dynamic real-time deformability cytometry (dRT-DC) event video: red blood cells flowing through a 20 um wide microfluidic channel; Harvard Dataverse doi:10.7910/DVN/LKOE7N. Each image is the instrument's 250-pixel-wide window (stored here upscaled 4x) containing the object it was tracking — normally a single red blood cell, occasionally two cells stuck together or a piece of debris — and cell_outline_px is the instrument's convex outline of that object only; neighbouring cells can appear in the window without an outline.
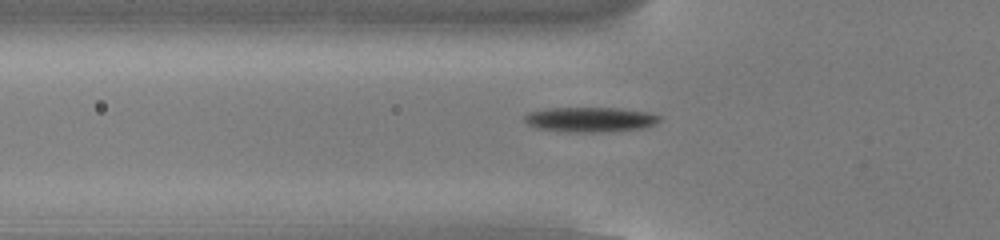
{"species": "common noctule bat (a hibernating species)", "species_latin": "Nyctalus noctula", "temperature_condition": "cold", "stored_images_in_passage": 49, "camera_frame_rate_fps": 3000, "um_per_image_px": 0.085, "animal": {"sex": "male", "body_mass_g": 13.0, "forearm_length_mm": 53.1}, "frame": {"image": 1, "passage_image": 13, "time_ms": 4.0, "image_size_px": [1000, 240], "cell_outline_px": [[660, 120], [656, 124], [644, 128], [600, 132], [568, 132], [536, 128], [528, 124], [524, 120], [524, 116], [528, 112], [548, 108], [620, 108], [652, 112], [660, 116]], "centroid_in_image_um": [50.19, 10.15], "position_along_channel_um": 75.6, "area_um2": 19.77}}
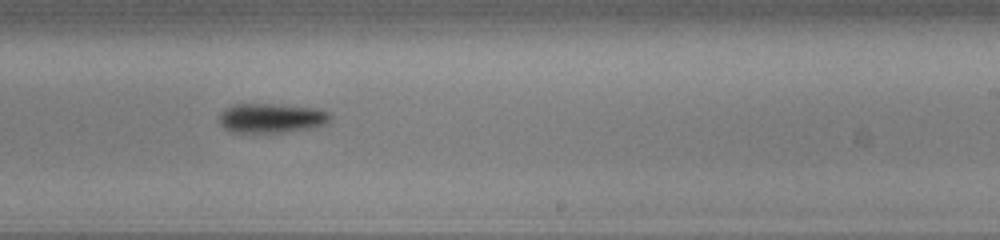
{"frame": {"image": 2, "passage_image": 28, "time_ms": 9.0, "image_size_px": [1000, 240], "cell_outline_px": [[332, 120], [324, 124], [312, 128], [280, 132], [228, 132], [220, 124], [220, 112], [224, 108], [232, 104], [276, 104], [320, 108], [332, 112]], "centroid_in_image_um": [23.1, 10.02], "position_along_channel_um": 265.9, "area_um2": 19.42}}
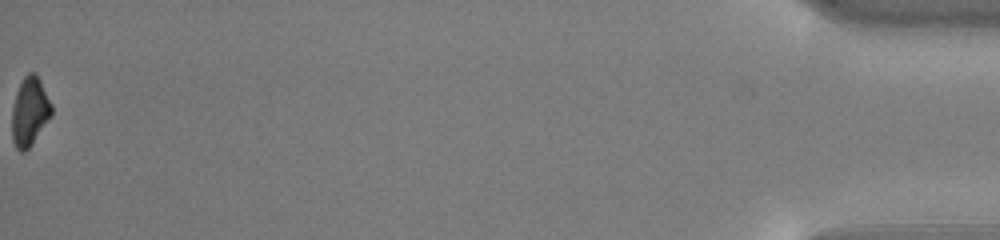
{"frame": {"image": 3, "passage_image": 49, "time_ms": 16.0, "image_size_px": [1000, 240], "cell_outline_px": [[52, 116], [32, 144], [24, 152], [20, 152], [16, 148], [12, 140], [12, 108], [16, 92], [24, 76], [28, 72], [36, 72], [52, 104]], "centroid_in_image_um": [2.53, 9.49], "position_along_channel_um": 432.7, "area_um2": 16.01}, "authors_computed_cell_mechanics": {"area_um2": 17.918, "velocity_mm_per_s": 3.8032, "shape_relaxation_time_tau1_ms": 1.3101, "shape_relaxation_time_tau2_ms": null, "deformation_change_tau1": 0.1084, "deformation_change_tau2": null}}